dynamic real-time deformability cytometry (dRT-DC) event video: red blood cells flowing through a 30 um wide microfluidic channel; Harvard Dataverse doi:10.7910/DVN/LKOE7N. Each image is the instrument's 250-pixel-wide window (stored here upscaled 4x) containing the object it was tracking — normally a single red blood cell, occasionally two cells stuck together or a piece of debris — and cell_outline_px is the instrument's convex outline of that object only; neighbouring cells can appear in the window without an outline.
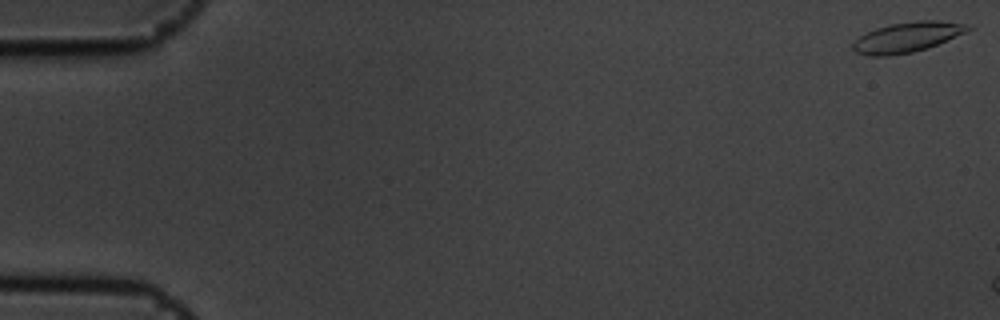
{"species": "common noctule bat (a hibernating species)", "species_latin": "Nyctalus noctula", "temperature_condition": "cold", "stored_images_in_passage": 7, "camera_frame_rate_fps": 3000, "um_per_image_px": 0.085, "animal": {"sex": "male", "body_mass_g": 19.5, "forearm_length_mm": 54.6}, "frame": {"image": 1, "passage_image": 1, "time_ms": 0.0, "image_size_px": [1000, 320], "cell_outline_px": [[972, 28], [964, 32], [928, 48], [912, 52], [888, 56], [868, 56], [856, 52], [852, 48], [852, 44], [860, 36], [876, 28], [892, 24], [916, 20], [940, 20], [972, 24]], "centroid_in_image_um": [77.12, 3.15], "position_along_channel_um": 7.9, "area_um2": 20.11}}